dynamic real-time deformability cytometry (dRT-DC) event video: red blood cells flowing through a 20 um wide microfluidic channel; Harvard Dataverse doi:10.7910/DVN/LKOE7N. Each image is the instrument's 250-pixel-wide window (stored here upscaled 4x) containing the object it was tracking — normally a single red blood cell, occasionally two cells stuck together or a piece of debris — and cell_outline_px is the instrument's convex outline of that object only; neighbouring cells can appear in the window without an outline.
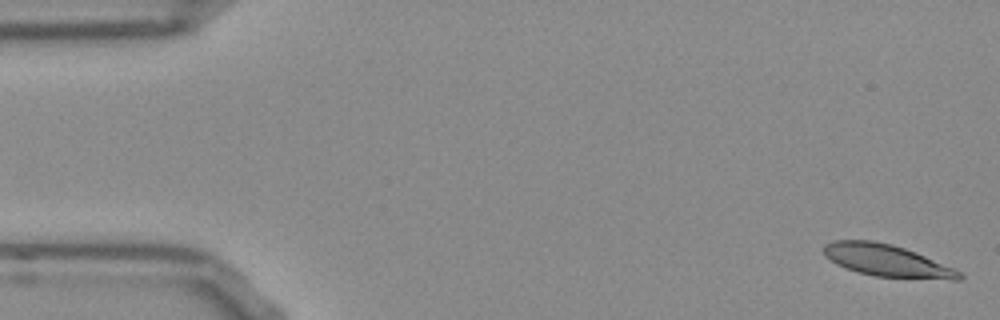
{"species": "Egyptian fruit bat (a non-hibernating species)", "species_latin": "Rousettus aegyptiacus", "temperature_condition": "room temperature", "stored_images_in_passage": 15, "camera_frame_rate_fps": 3000, "um_per_image_px": 0.085, "frame": {"image": 1, "passage_image": 1, "time_ms": 0.0, "image_size_px": [1000, 320], "cell_outline_px": [[964, 276], [960, 280], [952, 280], [876, 276], [860, 272], [836, 264], [824, 256], [824, 244], [832, 240], [872, 240], [892, 244], [916, 252], [956, 268], [964, 272]], "centroid_in_image_um": [75.45, 22.15], "position_along_channel_um": 9.6, "area_um2": 25.49}}